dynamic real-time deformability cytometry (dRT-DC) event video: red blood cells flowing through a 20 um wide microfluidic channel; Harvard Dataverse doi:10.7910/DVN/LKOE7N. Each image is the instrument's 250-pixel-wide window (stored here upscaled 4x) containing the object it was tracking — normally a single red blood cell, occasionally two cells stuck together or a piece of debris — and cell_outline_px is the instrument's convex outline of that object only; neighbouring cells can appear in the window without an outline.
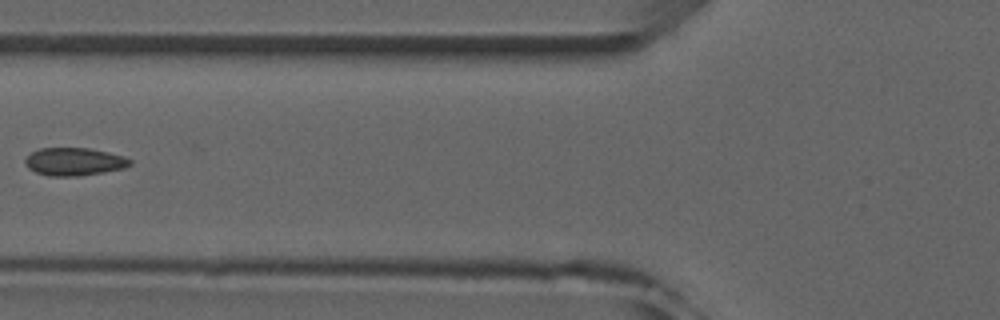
{"species": "common noctule bat (a hibernating species)", "species_latin": "Nyctalus noctula", "temperature_condition": "room temperature", "stored_images_in_passage": 5, "camera_frame_rate_fps": 3000, "um_per_image_px": 0.085, "animal": {"sex": "male", "forearm_length_mm": 52.5}, "frame": {"image": 1, "passage_image": 5, "time_ms": 4.667, "image_size_px": [1000, 320], "cell_outline_px": [[132, 164], [124, 168], [104, 172], [80, 176], [48, 176], [36, 172], [28, 168], [24, 164], [24, 160], [32, 152], [40, 148], [88, 148], [108, 152], [124, 156], [132, 160]], "centroid_in_image_um": [6.31, 13.74], "position_along_channel_um": 119.5, "area_um2": 17.11}}